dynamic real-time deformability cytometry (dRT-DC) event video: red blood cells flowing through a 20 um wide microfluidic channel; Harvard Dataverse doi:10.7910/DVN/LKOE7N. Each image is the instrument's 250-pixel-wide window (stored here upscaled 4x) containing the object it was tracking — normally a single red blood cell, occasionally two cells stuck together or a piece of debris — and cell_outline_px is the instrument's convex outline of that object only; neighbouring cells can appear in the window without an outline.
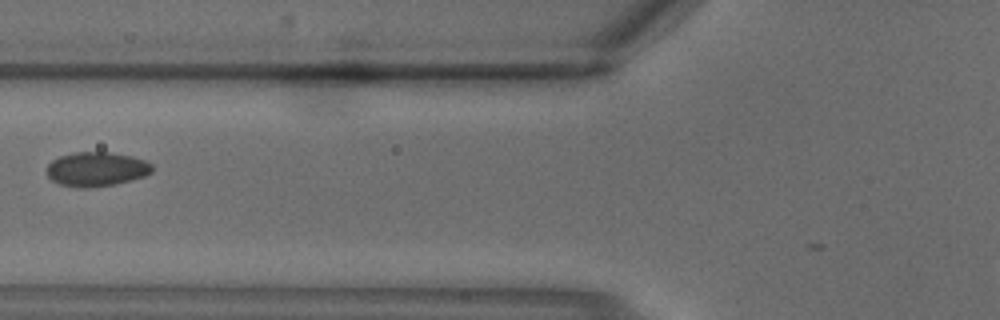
{"species": "common noctule bat (a hibernating species)", "species_latin": "Nyctalus noctula", "temperature_condition": "warm", "stored_images_in_passage": 5, "camera_frame_rate_fps": 3000, "um_per_image_px": 0.085, "animal": {"sex": "male", "body_mass_g": 18.8}, "frame": {"image": 1, "passage_image": 4, "time_ms": 1.0, "image_size_px": [1000, 320], "cell_outline_px": [[152, 172], [144, 176], [132, 180], [116, 184], [88, 188], [80, 188], [60, 184], [52, 180], [48, 176], [48, 164], [52, 160], [60, 156], [76, 152], [108, 152], [132, 156], [144, 160], [152, 164]], "centroid_in_image_um": [8.21, 14.38], "position_along_channel_um": 117.6, "area_um2": 21.04}}